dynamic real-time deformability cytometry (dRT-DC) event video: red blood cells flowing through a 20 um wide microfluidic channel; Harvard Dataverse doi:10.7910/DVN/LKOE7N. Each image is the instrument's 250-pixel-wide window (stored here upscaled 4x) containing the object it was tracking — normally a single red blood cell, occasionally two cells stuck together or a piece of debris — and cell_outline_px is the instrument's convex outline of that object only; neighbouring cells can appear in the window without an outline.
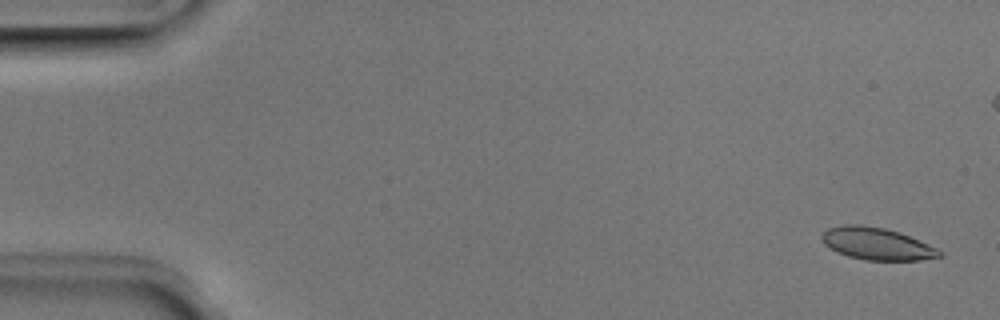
{"species": "Egyptian fruit bat (a non-hibernating species)", "species_latin": "Rousettus aegyptiacus", "temperature_condition": "room temperature", "stored_images_in_passage": 52, "camera_frame_rate_fps": 3000, "um_per_image_px": 0.085, "animal": {"sex": "male"}, "frame": {"image": 1, "passage_image": 2, "time_ms": 0.333, "image_size_px": [1000, 320], "cell_outline_px": [[940, 256], [920, 260], [864, 260], [848, 256], [824, 244], [820, 240], [820, 236], [828, 228], [844, 224], [860, 224], [884, 228], [900, 232], [936, 248], [940, 252]], "centroid_in_image_um": [74.47, 20.7], "position_along_channel_um": 10.5, "area_um2": 21.79}}
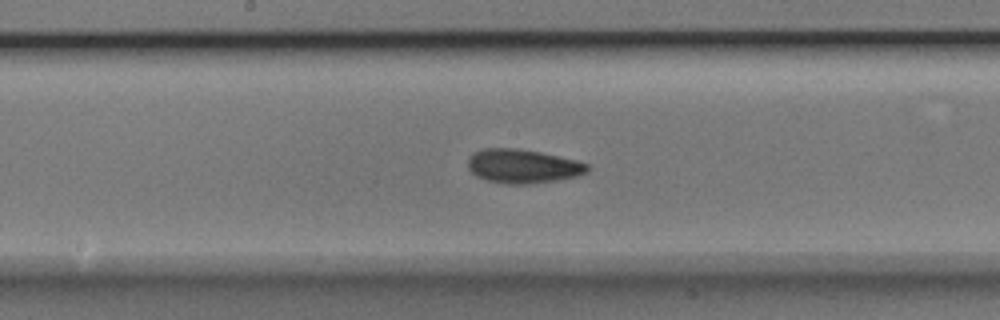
{"frame": {"image": 2, "passage_image": 27, "time_ms": 8.667, "image_size_px": [1000, 320], "cell_outline_px": [[592, 168], [588, 172], [576, 176], [556, 180], [532, 184], [508, 184], [488, 180], [476, 176], [468, 168], [468, 156], [472, 152], [484, 148], [516, 148], [540, 152], [576, 160], [588, 164]], "centroid_in_image_um": [44.43, 14.12], "position_along_channel_um": 203.8, "area_um2": 23.76}}
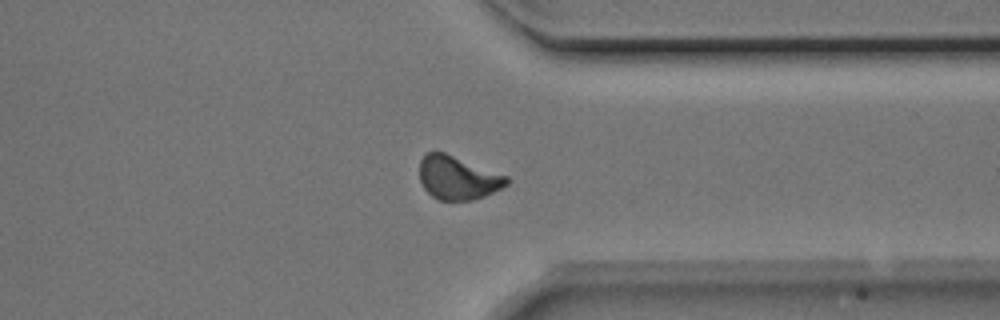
{"frame": {"image": 3, "passage_image": 40, "time_ms": 13.0, "image_size_px": [1000, 320], "cell_outline_px": [[508, 184], [484, 196], [472, 200], [440, 200], [432, 196], [424, 188], [420, 180], [420, 160], [424, 152], [444, 152], [508, 176]], "centroid_in_image_um": [38.88, 15.1], "position_along_channel_um": 372.5, "area_um2": 21.91}, "authors_computed_cell_mechanics": {"area_um2": 22.0796, "velocity_mm_per_s": 3.9403, "shape_relaxation_time_tau1_ms": 2.4089, "shape_relaxation_time_tau2_ms": 3.2784, "deformation_change_tau1": 0.0965, "deformation_change_tau2": 0.0766}}